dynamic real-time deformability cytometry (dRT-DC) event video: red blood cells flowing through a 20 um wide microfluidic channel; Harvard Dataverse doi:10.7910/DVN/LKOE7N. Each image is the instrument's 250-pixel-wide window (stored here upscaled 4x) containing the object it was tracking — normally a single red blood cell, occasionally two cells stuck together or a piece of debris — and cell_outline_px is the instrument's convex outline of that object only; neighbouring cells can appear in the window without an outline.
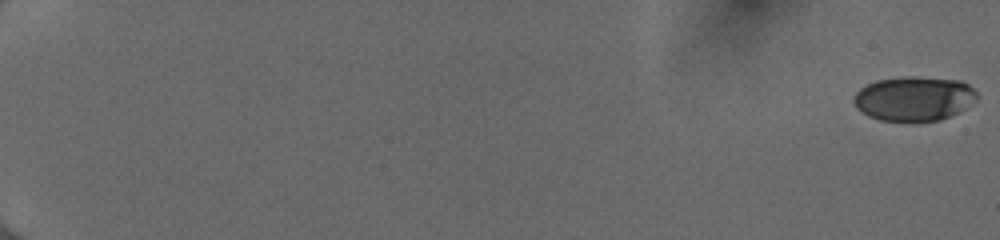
{"species": "human", "species_latin": "Homo sapiens", "temperature_condition": "cold", "stored_images_in_passage": 55, "camera_frame_rate_fps": 3000, "um_per_image_px": 0.085, "donor": {"sex": "female"}, "frame": {"image": 1, "passage_image": 1, "time_ms": 0.0, "image_size_px": [1000, 240], "cell_outline_px": [[976, 100], [960, 112], [940, 120], [880, 120], [868, 116], [856, 108], [852, 100], [852, 96], [860, 88], [876, 80], [904, 76], [916, 76], [960, 80], [968, 84], [976, 92]], "centroid_in_image_um": [77.67, 8.36], "position_along_channel_um": 7.3, "area_um2": 31.96}}
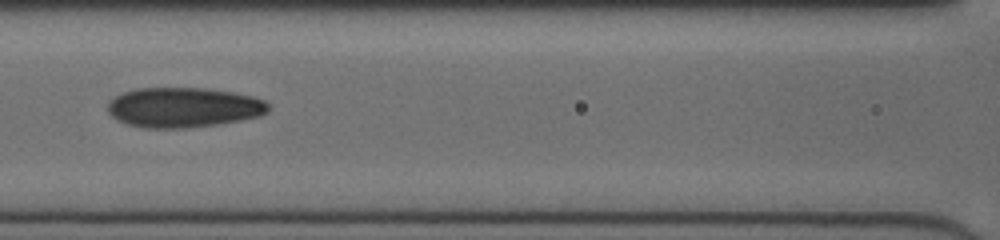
{"frame": {"image": 2, "passage_image": 29, "time_ms": 9.333, "image_size_px": [1000, 240], "cell_outline_px": [[268, 112], [260, 116], [240, 120], [216, 124], [184, 128], [144, 128], [128, 124], [116, 120], [108, 112], [108, 100], [124, 92], [136, 88], [204, 88], [232, 92], [252, 96], [264, 100], [268, 104]], "centroid_in_image_um": [15.57, 9.13], "position_along_channel_um": 151.0, "area_um2": 37.4}}
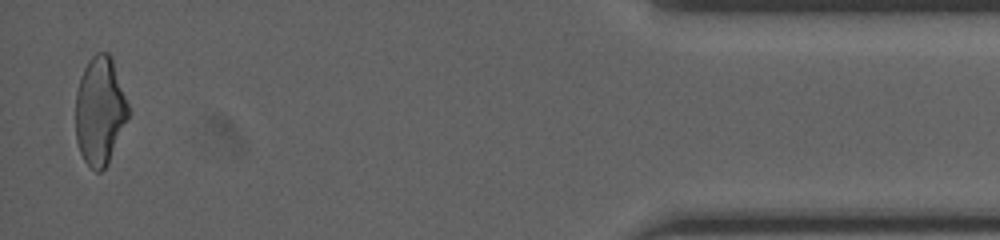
{"frame": {"image": 3, "passage_image": 54, "time_ms": 17.667, "image_size_px": [1000, 240], "cell_outline_px": [[128, 116], [108, 164], [100, 172], [96, 172], [84, 160], [80, 152], [76, 140], [76, 92], [80, 76], [88, 60], [96, 52], [108, 52], [112, 56], [128, 104]], "centroid_in_image_um": [8.48, 9.39], "position_along_channel_um": 426.7, "area_um2": 33.12}, "authors_computed_cell_mechanics": {"area_um2": 34.6222, "velocity_mm_per_s": 4.0484, "shape_relaxation_time_tau1_ms": 6.7901, "shape_relaxation_time_tau2_ms": 2.2468, "deformation_change_tau1": 0.1884, "deformation_change_tau2": 0.0849}}